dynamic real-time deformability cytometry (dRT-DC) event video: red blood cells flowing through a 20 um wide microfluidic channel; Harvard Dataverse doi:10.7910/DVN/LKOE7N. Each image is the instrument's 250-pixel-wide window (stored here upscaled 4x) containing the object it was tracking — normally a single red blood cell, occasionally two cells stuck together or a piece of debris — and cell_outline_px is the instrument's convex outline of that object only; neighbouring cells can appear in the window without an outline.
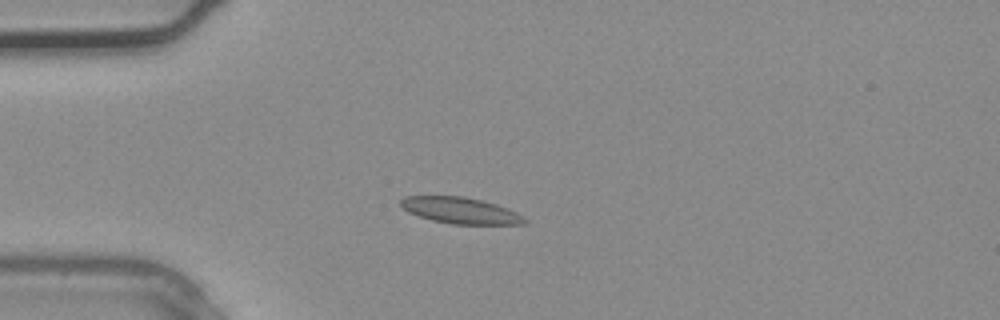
{"species": "common noctule bat (a hibernating species)", "species_latin": "Nyctalus noctula", "temperature_condition": "warm", "stored_images_in_passage": 2, "camera_frame_rate_fps": 3000, "um_per_image_px": 0.085, "animal": {"sex": "male", "body_mass_g": 20.4}, "frame": {"image": 1, "passage_image": 2, "time_ms": 0.333, "image_size_px": [1000, 320], "cell_outline_px": [[528, 220], [524, 224], [452, 224], [432, 220], [408, 212], [400, 204], [400, 200], [404, 196], [464, 196], [496, 204], [516, 212]], "centroid_in_image_um": [39.13, 17.89], "position_along_channel_um": 45.9, "area_um2": 18.79}}